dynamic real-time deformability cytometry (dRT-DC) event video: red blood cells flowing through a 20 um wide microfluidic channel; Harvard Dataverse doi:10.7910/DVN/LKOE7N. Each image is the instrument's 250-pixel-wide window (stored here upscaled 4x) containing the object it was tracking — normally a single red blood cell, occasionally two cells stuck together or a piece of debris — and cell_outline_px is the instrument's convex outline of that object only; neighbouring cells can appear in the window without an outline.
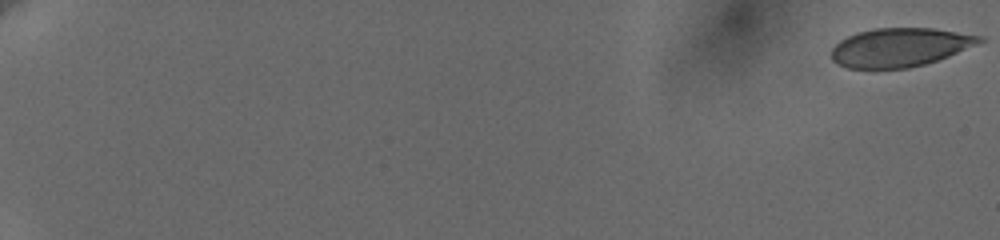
{"species": "human", "species_latin": "Homo sapiens", "temperature_condition": "cold", "stored_images_in_passage": 60, "camera_frame_rate_fps": 3000, "um_per_image_px": 0.085, "donor": {"sex": "female"}, "frame": {"image": 1, "passage_image": 1, "time_ms": 0.0, "image_size_px": [1000, 240], "cell_outline_px": [[984, 40], [948, 56], [924, 64], [908, 68], [848, 68], [832, 60], [832, 48], [840, 40], [856, 32], [872, 28], [936, 28], [984, 36]], "centroid_in_image_um": [76.48, 4.0], "position_along_channel_um": 8.5, "area_um2": 33.18}}
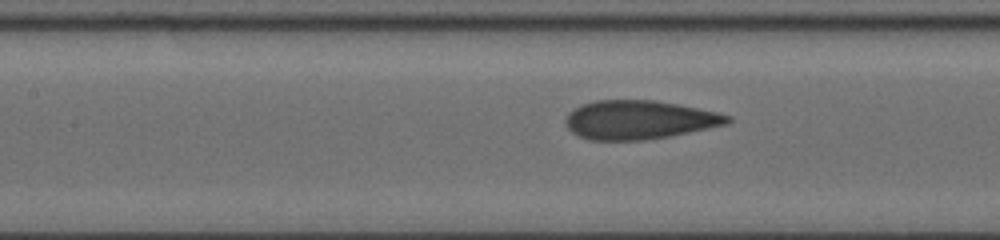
{"frame": {"image": 2, "passage_image": 32, "time_ms": 10.333, "image_size_px": [1000, 240], "cell_outline_px": [[732, 120], [728, 124], [668, 136], [644, 140], [588, 140], [572, 132], [564, 124], [564, 120], [568, 112], [572, 108], [596, 100], [656, 100], [680, 104], [720, 112], [732, 116]], "centroid_in_image_um": [54.33, 10.17], "position_along_channel_um": 153.1, "area_um2": 36.88}}
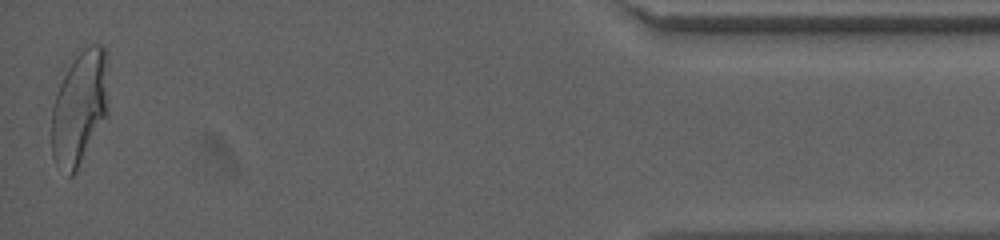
{"frame": {"image": 3, "passage_image": 60, "time_ms": 19.667, "image_size_px": [1000, 240], "cell_outline_px": [[108, 116], [76, 172], [72, 176], [68, 176], [56, 164], [52, 156], [52, 108], [60, 84], [68, 68], [76, 56], [84, 48], [92, 44], [104, 44], [108, 112]], "centroid_in_image_um": [6.77, 9.23], "position_along_channel_um": 428.4, "area_um2": 37.51}, "authors_computed_cell_mechanics": {"area_um2": 36.0383, "velocity_mm_per_s": 3.6332, "shape_relaxation_time_tau1_ms": 9.4166, "shape_relaxation_time_tau2_ms": 0.6867, "deformation_change_tau1": 0.247, "deformation_change_tau2": 0.0671}}